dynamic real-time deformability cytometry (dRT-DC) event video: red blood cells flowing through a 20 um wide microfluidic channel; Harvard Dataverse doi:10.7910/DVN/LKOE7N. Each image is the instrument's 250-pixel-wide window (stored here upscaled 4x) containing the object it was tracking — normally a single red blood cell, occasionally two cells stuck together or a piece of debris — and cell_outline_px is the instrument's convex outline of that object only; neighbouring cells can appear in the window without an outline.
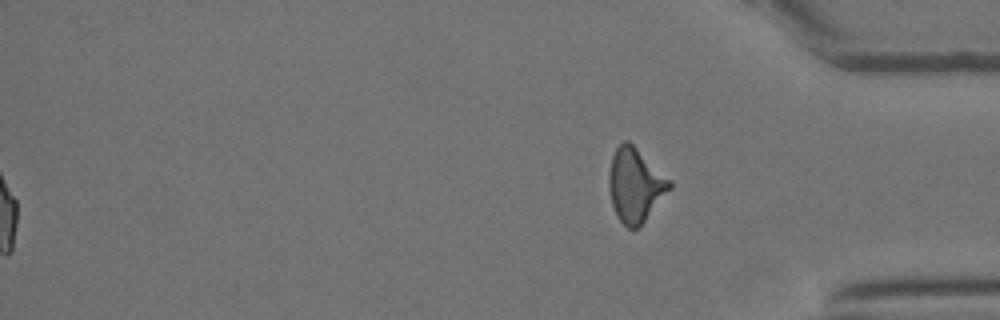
{"species": "Egyptian fruit bat (a non-hibernating species)", "species_latin": "Rousettus aegyptiacus", "temperature_condition": "room temperature", "stored_images_in_passage": 38, "segment_of_instrument_passage": [2, 2], "camera_frame_rate_fps": 3000, "um_per_image_px": 0.085, "animal": {"sex": "female"}, "frame": {"image": 1, "passage_image": 38, "time_ms": 12.333, "image_size_px": [1000, 320], "cell_outline_px": [[672, 188], [644, 220], [632, 232], [616, 216], [612, 204], [608, 184], [608, 172], [612, 156], [616, 148], [624, 140], [628, 140], [672, 180]], "centroid_in_image_um": [53.99, 15.72], "position_along_channel_um": 381.2, "area_um2": 26.07}}